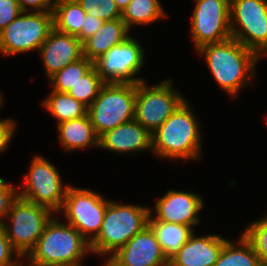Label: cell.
Returning <instances> with one entry per match:
<instances>
[{
  "label": "cell",
  "instance_id": "6da1fadb",
  "mask_svg": "<svg viewBox=\"0 0 267 266\" xmlns=\"http://www.w3.org/2000/svg\"><path fill=\"white\" fill-rule=\"evenodd\" d=\"M197 50L205 55L214 79L229 95L237 96L247 86L246 81L254 79L255 64L260 57L234 38L206 44Z\"/></svg>",
  "mask_w": 267,
  "mask_h": 266
},
{
  "label": "cell",
  "instance_id": "7a4b0ae2",
  "mask_svg": "<svg viewBox=\"0 0 267 266\" xmlns=\"http://www.w3.org/2000/svg\"><path fill=\"white\" fill-rule=\"evenodd\" d=\"M90 251V243L76 228L53 217L26 257L33 266H81Z\"/></svg>",
  "mask_w": 267,
  "mask_h": 266
},
{
  "label": "cell",
  "instance_id": "3957f363",
  "mask_svg": "<svg viewBox=\"0 0 267 266\" xmlns=\"http://www.w3.org/2000/svg\"><path fill=\"white\" fill-rule=\"evenodd\" d=\"M195 116L186 100L153 133L152 151L160 157L200 159L201 137Z\"/></svg>",
  "mask_w": 267,
  "mask_h": 266
},
{
  "label": "cell",
  "instance_id": "277c9868",
  "mask_svg": "<svg viewBox=\"0 0 267 266\" xmlns=\"http://www.w3.org/2000/svg\"><path fill=\"white\" fill-rule=\"evenodd\" d=\"M149 215L147 207L109 201L101 230L90 243L91 252L111 257L148 225Z\"/></svg>",
  "mask_w": 267,
  "mask_h": 266
},
{
  "label": "cell",
  "instance_id": "5b68a950",
  "mask_svg": "<svg viewBox=\"0 0 267 266\" xmlns=\"http://www.w3.org/2000/svg\"><path fill=\"white\" fill-rule=\"evenodd\" d=\"M136 84L105 83L88 107V116L98 137L134 120Z\"/></svg>",
  "mask_w": 267,
  "mask_h": 266
},
{
  "label": "cell",
  "instance_id": "8992f818",
  "mask_svg": "<svg viewBox=\"0 0 267 266\" xmlns=\"http://www.w3.org/2000/svg\"><path fill=\"white\" fill-rule=\"evenodd\" d=\"M50 212L52 210L49 208L20 197L13 203L6 216L12 226L6 225L5 221L1 224L18 258H24L34 248L47 223L52 219Z\"/></svg>",
  "mask_w": 267,
  "mask_h": 266
},
{
  "label": "cell",
  "instance_id": "52a82bcc",
  "mask_svg": "<svg viewBox=\"0 0 267 266\" xmlns=\"http://www.w3.org/2000/svg\"><path fill=\"white\" fill-rule=\"evenodd\" d=\"M230 32L259 57L267 54V0H230Z\"/></svg>",
  "mask_w": 267,
  "mask_h": 266
},
{
  "label": "cell",
  "instance_id": "ba28073f",
  "mask_svg": "<svg viewBox=\"0 0 267 266\" xmlns=\"http://www.w3.org/2000/svg\"><path fill=\"white\" fill-rule=\"evenodd\" d=\"M21 12L0 31V52L7 55L40 49L54 29L52 12Z\"/></svg>",
  "mask_w": 267,
  "mask_h": 266
},
{
  "label": "cell",
  "instance_id": "9c48e42d",
  "mask_svg": "<svg viewBox=\"0 0 267 266\" xmlns=\"http://www.w3.org/2000/svg\"><path fill=\"white\" fill-rule=\"evenodd\" d=\"M172 80H165L153 87L144 81L136 84L134 119L150 133L159 128L170 115L185 101L175 92Z\"/></svg>",
  "mask_w": 267,
  "mask_h": 266
},
{
  "label": "cell",
  "instance_id": "30bf717a",
  "mask_svg": "<svg viewBox=\"0 0 267 266\" xmlns=\"http://www.w3.org/2000/svg\"><path fill=\"white\" fill-rule=\"evenodd\" d=\"M108 203L96 192L69 186L61 210L68 223L91 243L101 230Z\"/></svg>",
  "mask_w": 267,
  "mask_h": 266
},
{
  "label": "cell",
  "instance_id": "8fae6325",
  "mask_svg": "<svg viewBox=\"0 0 267 266\" xmlns=\"http://www.w3.org/2000/svg\"><path fill=\"white\" fill-rule=\"evenodd\" d=\"M24 180L25 188L19 193L20 198L54 212L61 211L69 185L62 187L60 174L54 165L41 156H35Z\"/></svg>",
  "mask_w": 267,
  "mask_h": 266
},
{
  "label": "cell",
  "instance_id": "7c38bea8",
  "mask_svg": "<svg viewBox=\"0 0 267 266\" xmlns=\"http://www.w3.org/2000/svg\"><path fill=\"white\" fill-rule=\"evenodd\" d=\"M143 62V49L137 40L129 36L96 59L93 66L104 83L138 84L144 80L134 76Z\"/></svg>",
  "mask_w": 267,
  "mask_h": 266
},
{
  "label": "cell",
  "instance_id": "4fadbf2b",
  "mask_svg": "<svg viewBox=\"0 0 267 266\" xmlns=\"http://www.w3.org/2000/svg\"><path fill=\"white\" fill-rule=\"evenodd\" d=\"M191 33L196 49L231 38L230 0H196Z\"/></svg>",
  "mask_w": 267,
  "mask_h": 266
},
{
  "label": "cell",
  "instance_id": "5bb4252c",
  "mask_svg": "<svg viewBox=\"0 0 267 266\" xmlns=\"http://www.w3.org/2000/svg\"><path fill=\"white\" fill-rule=\"evenodd\" d=\"M105 266H169L152 229L147 225L109 257Z\"/></svg>",
  "mask_w": 267,
  "mask_h": 266
},
{
  "label": "cell",
  "instance_id": "9a60e30c",
  "mask_svg": "<svg viewBox=\"0 0 267 266\" xmlns=\"http://www.w3.org/2000/svg\"><path fill=\"white\" fill-rule=\"evenodd\" d=\"M203 201L197 194L170 190L155 204L156 216L152 218V211L148 220L188 226L199 223L198 212L203 208Z\"/></svg>",
  "mask_w": 267,
  "mask_h": 266
},
{
  "label": "cell",
  "instance_id": "2e32d148",
  "mask_svg": "<svg viewBox=\"0 0 267 266\" xmlns=\"http://www.w3.org/2000/svg\"><path fill=\"white\" fill-rule=\"evenodd\" d=\"M39 52L49 78L83 57L82 42L74 35L64 34L55 29L49 33Z\"/></svg>",
  "mask_w": 267,
  "mask_h": 266
},
{
  "label": "cell",
  "instance_id": "e0dca14e",
  "mask_svg": "<svg viewBox=\"0 0 267 266\" xmlns=\"http://www.w3.org/2000/svg\"><path fill=\"white\" fill-rule=\"evenodd\" d=\"M226 239L219 235L195 237L169 259V266H214Z\"/></svg>",
  "mask_w": 267,
  "mask_h": 266
},
{
  "label": "cell",
  "instance_id": "ac0fdd59",
  "mask_svg": "<svg viewBox=\"0 0 267 266\" xmlns=\"http://www.w3.org/2000/svg\"><path fill=\"white\" fill-rule=\"evenodd\" d=\"M124 153L152 150L151 133L135 119L106 131L99 137V148Z\"/></svg>",
  "mask_w": 267,
  "mask_h": 266
},
{
  "label": "cell",
  "instance_id": "d6986e66",
  "mask_svg": "<svg viewBox=\"0 0 267 266\" xmlns=\"http://www.w3.org/2000/svg\"><path fill=\"white\" fill-rule=\"evenodd\" d=\"M128 32L129 29L121 18L105 21L95 34L82 43L83 56L94 62L129 37Z\"/></svg>",
  "mask_w": 267,
  "mask_h": 266
},
{
  "label": "cell",
  "instance_id": "ffe728a7",
  "mask_svg": "<svg viewBox=\"0 0 267 266\" xmlns=\"http://www.w3.org/2000/svg\"><path fill=\"white\" fill-rule=\"evenodd\" d=\"M57 126L60 143L68 152L90 145L99 146V137L94 131L88 114L78 119L62 122Z\"/></svg>",
  "mask_w": 267,
  "mask_h": 266
},
{
  "label": "cell",
  "instance_id": "44dd1931",
  "mask_svg": "<svg viewBox=\"0 0 267 266\" xmlns=\"http://www.w3.org/2000/svg\"><path fill=\"white\" fill-rule=\"evenodd\" d=\"M148 226L154 232L161 250L169 260L175 255L193 234L191 226L148 220Z\"/></svg>",
  "mask_w": 267,
  "mask_h": 266
},
{
  "label": "cell",
  "instance_id": "7402d4cb",
  "mask_svg": "<svg viewBox=\"0 0 267 266\" xmlns=\"http://www.w3.org/2000/svg\"><path fill=\"white\" fill-rule=\"evenodd\" d=\"M54 29L58 32L77 36L81 32L86 12L76 0H54Z\"/></svg>",
  "mask_w": 267,
  "mask_h": 266
},
{
  "label": "cell",
  "instance_id": "603a6c76",
  "mask_svg": "<svg viewBox=\"0 0 267 266\" xmlns=\"http://www.w3.org/2000/svg\"><path fill=\"white\" fill-rule=\"evenodd\" d=\"M51 96L43 101L45 108L58 120V124L87 115L88 107L67 92L52 90Z\"/></svg>",
  "mask_w": 267,
  "mask_h": 266
},
{
  "label": "cell",
  "instance_id": "cb8c5ba5",
  "mask_svg": "<svg viewBox=\"0 0 267 266\" xmlns=\"http://www.w3.org/2000/svg\"><path fill=\"white\" fill-rule=\"evenodd\" d=\"M236 245L229 240L219 254L214 266H263L249 241L241 235Z\"/></svg>",
  "mask_w": 267,
  "mask_h": 266
},
{
  "label": "cell",
  "instance_id": "d4e9b609",
  "mask_svg": "<svg viewBox=\"0 0 267 266\" xmlns=\"http://www.w3.org/2000/svg\"><path fill=\"white\" fill-rule=\"evenodd\" d=\"M166 16L159 0H131L121 13L128 29L132 24L146 25Z\"/></svg>",
  "mask_w": 267,
  "mask_h": 266
},
{
  "label": "cell",
  "instance_id": "484cf974",
  "mask_svg": "<svg viewBox=\"0 0 267 266\" xmlns=\"http://www.w3.org/2000/svg\"><path fill=\"white\" fill-rule=\"evenodd\" d=\"M92 67L93 62L84 56L78 61L68 64L66 67L50 77L49 80L52 82L53 90L58 92H67Z\"/></svg>",
  "mask_w": 267,
  "mask_h": 266
},
{
  "label": "cell",
  "instance_id": "4316f807",
  "mask_svg": "<svg viewBox=\"0 0 267 266\" xmlns=\"http://www.w3.org/2000/svg\"><path fill=\"white\" fill-rule=\"evenodd\" d=\"M105 83L93 66L80 80L72 86L67 93L89 107L98 96L101 87ZM91 100V102H90Z\"/></svg>",
  "mask_w": 267,
  "mask_h": 266
},
{
  "label": "cell",
  "instance_id": "83f0119b",
  "mask_svg": "<svg viewBox=\"0 0 267 266\" xmlns=\"http://www.w3.org/2000/svg\"><path fill=\"white\" fill-rule=\"evenodd\" d=\"M252 245L263 266H267V216L251 223L242 234Z\"/></svg>",
  "mask_w": 267,
  "mask_h": 266
},
{
  "label": "cell",
  "instance_id": "f1b7e54d",
  "mask_svg": "<svg viewBox=\"0 0 267 266\" xmlns=\"http://www.w3.org/2000/svg\"><path fill=\"white\" fill-rule=\"evenodd\" d=\"M86 14L96 16L103 21L121 18V12L114 0H76Z\"/></svg>",
  "mask_w": 267,
  "mask_h": 266
},
{
  "label": "cell",
  "instance_id": "f546056e",
  "mask_svg": "<svg viewBox=\"0 0 267 266\" xmlns=\"http://www.w3.org/2000/svg\"><path fill=\"white\" fill-rule=\"evenodd\" d=\"M18 188L6 183L4 179L0 178V223L6 219V216L11 210L13 203L19 197Z\"/></svg>",
  "mask_w": 267,
  "mask_h": 266
},
{
  "label": "cell",
  "instance_id": "4dcf8cb0",
  "mask_svg": "<svg viewBox=\"0 0 267 266\" xmlns=\"http://www.w3.org/2000/svg\"><path fill=\"white\" fill-rule=\"evenodd\" d=\"M21 12L17 0H0V31L12 22Z\"/></svg>",
  "mask_w": 267,
  "mask_h": 266
},
{
  "label": "cell",
  "instance_id": "1f68e13d",
  "mask_svg": "<svg viewBox=\"0 0 267 266\" xmlns=\"http://www.w3.org/2000/svg\"><path fill=\"white\" fill-rule=\"evenodd\" d=\"M14 251L16 252L8 240L2 224L0 223V266H21L15 261L12 262V254Z\"/></svg>",
  "mask_w": 267,
  "mask_h": 266
},
{
  "label": "cell",
  "instance_id": "d6a6232c",
  "mask_svg": "<svg viewBox=\"0 0 267 266\" xmlns=\"http://www.w3.org/2000/svg\"><path fill=\"white\" fill-rule=\"evenodd\" d=\"M105 21L96 16L86 14L81 32L76 36L82 43L90 36L95 34Z\"/></svg>",
  "mask_w": 267,
  "mask_h": 266
},
{
  "label": "cell",
  "instance_id": "836d02e7",
  "mask_svg": "<svg viewBox=\"0 0 267 266\" xmlns=\"http://www.w3.org/2000/svg\"><path fill=\"white\" fill-rule=\"evenodd\" d=\"M22 12H27L28 5L34 8L35 12H52L54 1L52 0H17Z\"/></svg>",
  "mask_w": 267,
  "mask_h": 266
},
{
  "label": "cell",
  "instance_id": "e575fe53",
  "mask_svg": "<svg viewBox=\"0 0 267 266\" xmlns=\"http://www.w3.org/2000/svg\"><path fill=\"white\" fill-rule=\"evenodd\" d=\"M15 121L12 119L0 120V152L9 146L15 129Z\"/></svg>",
  "mask_w": 267,
  "mask_h": 266
},
{
  "label": "cell",
  "instance_id": "d590c367",
  "mask_svg": "<svg viewBox=\"0 0 267 266\" xmlns=\"http://www.w3.org/2000/svg\"><path fill=\"white\" fill-rule=\"evenodd\" d=\"M114 1H115L117 8L122 13V11L127 7V5L129 4L131 0H114Z\"/></svg>",
  "mask_w": 267,
  "mask_h": 266
},
{
  "label": "cell",
  "instance_id": "8d00e7d4",
  "mask_svg": "<svg viewBox=\"0 0 267 266\" xmlns=\"http://www.w3.org/2000/svg\"><path fill=\"white\" fill-rule=\"evenodd\" d=\"M2 102H3V100H2V97H1V95H0V107H1V105H2Z\"/></svg>",
  "mask_w": 267,
  "mask_h": 266
}]
</instances>
